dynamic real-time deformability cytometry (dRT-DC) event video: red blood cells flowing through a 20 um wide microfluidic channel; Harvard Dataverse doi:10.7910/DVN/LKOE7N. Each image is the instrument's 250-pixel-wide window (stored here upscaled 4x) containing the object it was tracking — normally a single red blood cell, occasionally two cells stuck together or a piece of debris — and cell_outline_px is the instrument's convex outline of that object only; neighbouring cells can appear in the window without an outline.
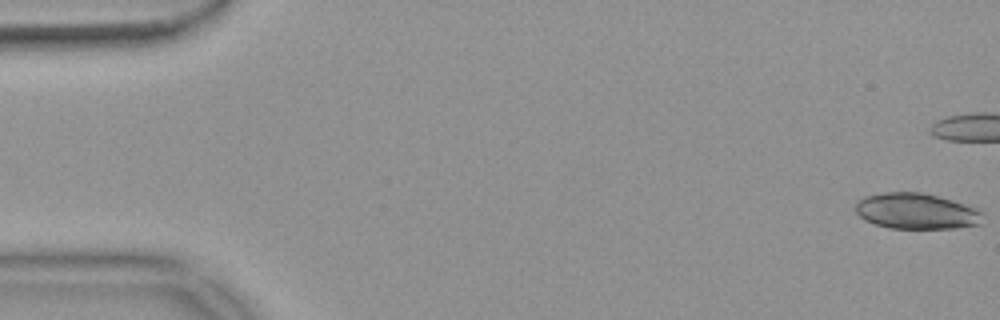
{"species": "common noctule bat (a hibernating species)", "species_latin": "Nyctalus noctula", "temperature_condition": "warm", "stored_images_in_passage": 55, "camera_frame_rate_fps": 3000, "um_per_image_px": 0.085, "animal": {"sex": "female", "body_mass_g": 18.4}, "frame": {"image": 1, "passage_image": 1, "time_ms": 0.0, "image_size_px": [1000, 320], "cell_outline_px": [[984, 224], [956, 228], [888, 228], [864, 220], [856, 212], [856, 200], [864, 196], [884, 192], [920, 192], [952, 200], [980, 208], [984, 212]], "centroid_in_image_um": [77.95, 17.95], "position_along_channel_um": 7.0, "area_um2": 26.99}}